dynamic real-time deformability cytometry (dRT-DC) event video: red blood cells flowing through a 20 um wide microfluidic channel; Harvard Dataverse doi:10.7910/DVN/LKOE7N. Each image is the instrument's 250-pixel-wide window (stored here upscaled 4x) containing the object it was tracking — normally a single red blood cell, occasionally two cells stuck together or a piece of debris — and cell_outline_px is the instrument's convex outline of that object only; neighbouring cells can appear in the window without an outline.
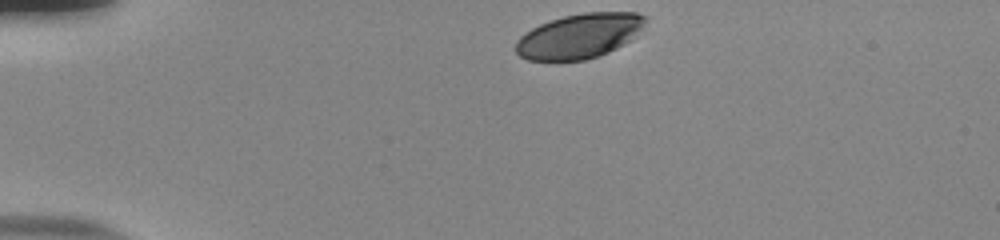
{"species": "human", "species_latin": "Homo sapiens", "temperature_condition": "room temperature", "stored_images_in_passage": 36, "camera_frame_rate_fps": 3000, "um_per_image_px": 0.085, "donor": {"sex": "male"}, "frame": {"image": 1, "passage_image": 1, "time_ms": 0.0, "image_size_px": [1000, 240], "cell_outline_px": [[648, 20], [636, 36], [624, 44], [608, 52], [584, 60], [528, 60], [520, 56], [516, 52], [516, 40], [520, 36], [532, 28], [540, 24], [564, 16], [584, 12], [636, 12], [648, 16]], "centroid_in_image_um": [49.28, 3.04], "position_along_channel_um": 35.7, "area_um2": 33.76}}
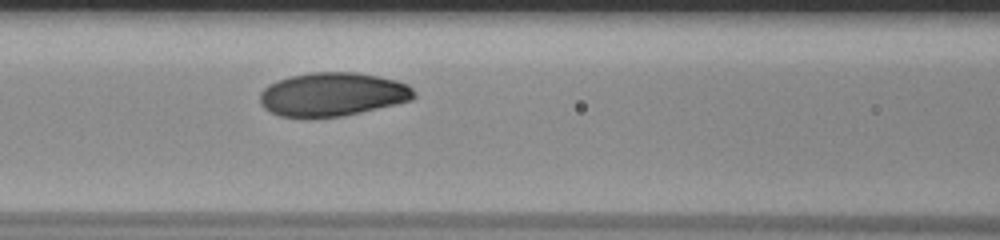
{"frame": {"image": 2, "passage_image": 14, "time_ms": 4.333, "image_size_px": [1000, 240], "cell_outline_px": [[416, 96], [412, 100], [360, 112], [340, 116], [280, 116], [264, 108], [260, 104], [260, 92], [268, 84], [276, 80], [292, 76], [312, 72], [356, 72], [396, 80], [408, 84], [412, 88]], "centroid_in_image_um": [28.26, 8.0], "position_along_channel_um": 138.3, "area_um2": 38.78}}
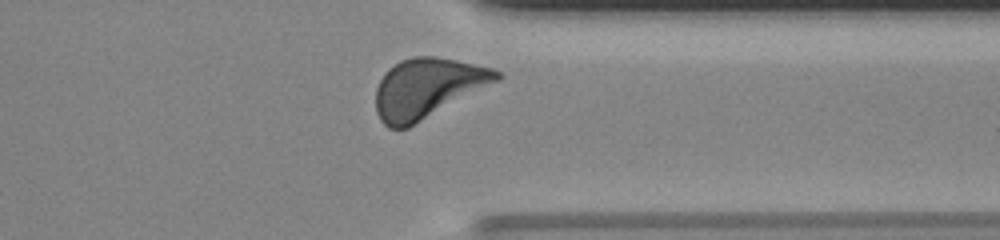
{"frame": {"image": 3, "passage_image": 33, "time_ms": 10.667, "image_size_px": [1000, 240], "cell_outline_px": [[504, 76], [500, 80], [408, 128], [388, 128], [380, 120], [376, 112], [376, 88], [384, 72], [388, 68], [400, 60], [416, 56], [436, 56], [456, 60], [492, 68], [500, 72]], "centroid_in_image_um": [36.32, 7.49], "position_along_channel_um": 375.1, "area_um2": 42.19}, "authors_computed_cell_mechanics": {"area_um2": 39.3618, "velocity_mm_per_s": 3.7514, "shape_relaxation_time_tau1_ms": 1.6681, "shape_relaxation_time_tau2_ms": null, "deformation_change_tau1": 0.1014, "deformation_change_tau2": null}}